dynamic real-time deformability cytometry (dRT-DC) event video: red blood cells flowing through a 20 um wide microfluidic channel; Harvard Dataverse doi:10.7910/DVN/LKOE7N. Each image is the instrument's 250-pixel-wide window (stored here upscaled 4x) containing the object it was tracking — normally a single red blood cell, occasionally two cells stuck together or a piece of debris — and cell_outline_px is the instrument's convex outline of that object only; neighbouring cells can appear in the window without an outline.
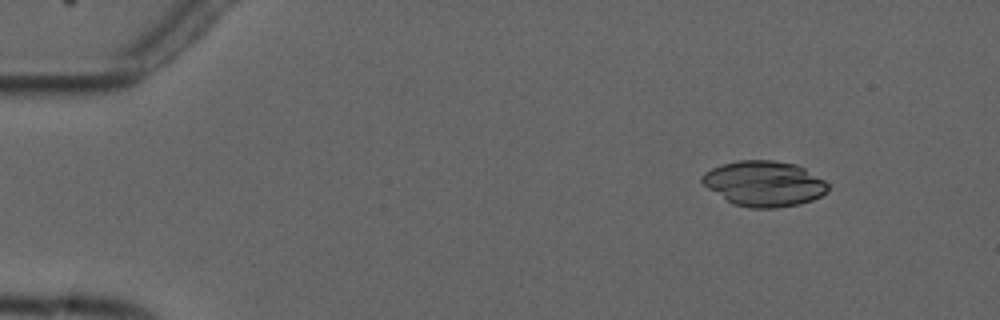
{"species": "common noctule bat (a hibernating species)", "species_latin": "Nyctalus noctula", "temperature_condition": "cold", "stored_images_in_passage": 8, "camera_frame_rate_fps": 3000, "um_per_image_px": 0.085, "animal": {"sex": "male", "forearm_length_mm": 52.5}, "frame": {"image": 1, "passage_image": 2, "time_ms": 2.0, "image_size_px": [1000, 320], "cell_outline_px": [[828, 192], [812, 200], [796, 204], [776, 208], [748, 208], [732, 204], [708, 188], [700, 180], [700, 176], [704, 172], [712, 168], [724, 164], [740, 160], [772, 160], [796, 164], [804, 168], [824, 180], [828, 184]], "centroid_in_image_um": [64.93, 15.61], "position_along_channel_um": 20.1, "area_um2": 33.23}}